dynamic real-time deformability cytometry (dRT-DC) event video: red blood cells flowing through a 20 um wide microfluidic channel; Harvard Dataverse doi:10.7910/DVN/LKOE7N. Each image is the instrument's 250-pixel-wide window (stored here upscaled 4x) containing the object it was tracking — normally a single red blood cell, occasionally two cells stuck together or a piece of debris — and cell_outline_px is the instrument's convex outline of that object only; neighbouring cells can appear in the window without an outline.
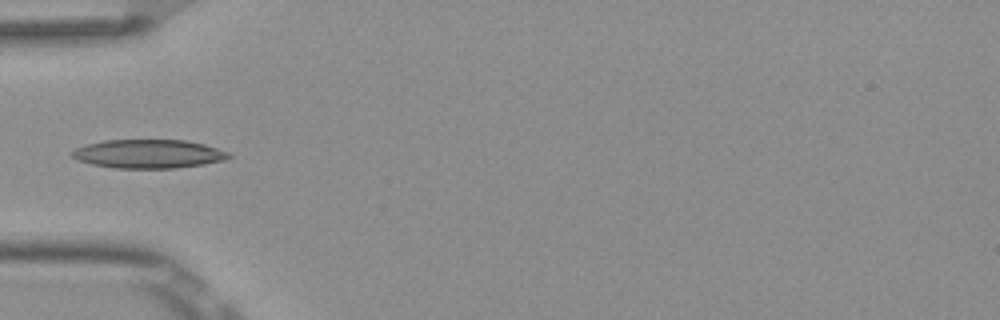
{"species": "Egyptian fruit bat (a non-hibernating species)", "species_latin": "Rousettus aegyptiacus", "temperature_condition": "room temperature", "stored_images_in_passage": 5, "camera_frame_rate_fps": 3000, "um_per_image_px": 0.085, "frame": {"image": 1, "passage_image": 3, "time_ms": 0.667, "image_size_px": [1000, 320], "cell_outline_px": [[232, 156], [224, 160], [204, 164], [176, 168], [112, 168], [92, 164], [76, 160], [68, 152], [84, 144], [104, 140], [184, 140], [204, 144], [232, 152]], "centroid_in_image_um": [12.61, 13.08], "position_along_channel_um": 72.4, "area_um2": 26.53}}
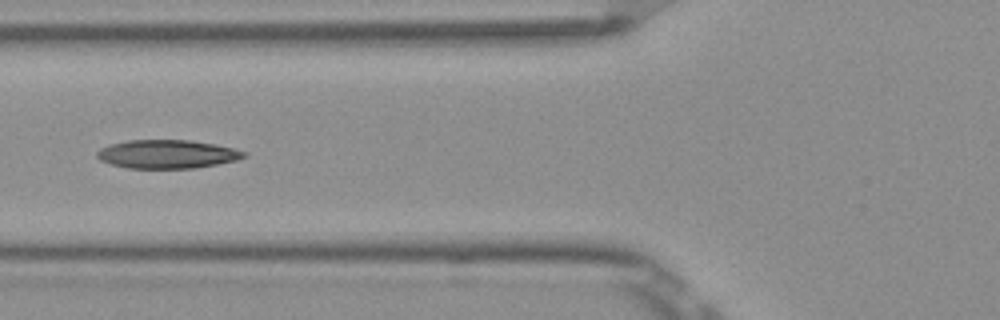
{"frame": {"image": 2, "passage_image": 4, "time_ms": 1.0, "image_size_px": [1000, 320], "cell_outline_px": [[248, 156], [236, 160], [196, 168], [128, 168], [112, 164], [100, 160], [96, 156], [96, 152], [100, 148], [112, 144], [128, 140], [188, 140], [216, 144], [248, 152]], "centroid_in_image_um": [14.23, 13.1], "position_along_channel_um": 111.6, "area_um2": 24.39}}
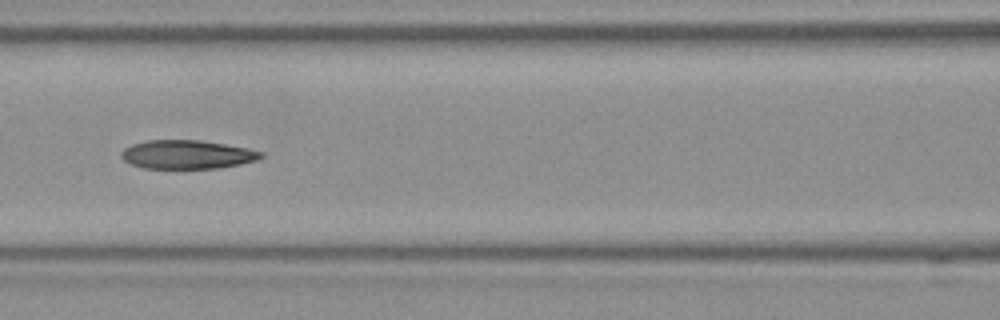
{"frame": {"image": 3, "passage_image": 5, "time_ms": 1.333, "image_size_px": [1000, 320], "cell_outline_px": [[264, 156], [256, 160], [240, 164], [220, 168], [144, 168], [132, 164], [124, 160], [120, 156], [120, 152], [124, 148], [132, 144], [148, 140], [200, 140], [248, 148], [264, 152]], "centroid_in_image_um": [15.91, 13.13], "position_along_channel_um": 150.7, "area_um2": 23.35}}